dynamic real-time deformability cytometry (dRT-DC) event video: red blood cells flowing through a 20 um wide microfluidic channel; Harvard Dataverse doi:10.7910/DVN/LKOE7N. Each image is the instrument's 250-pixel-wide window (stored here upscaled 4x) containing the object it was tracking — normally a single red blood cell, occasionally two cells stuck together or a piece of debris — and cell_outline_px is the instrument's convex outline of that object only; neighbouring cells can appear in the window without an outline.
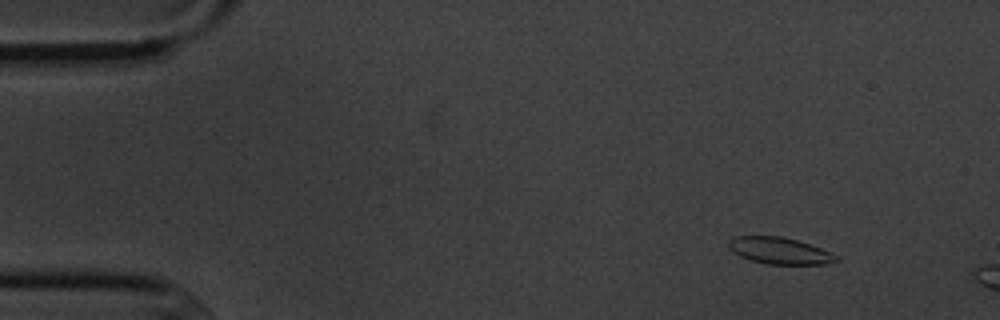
{"species": "common noctule bat (a hibernating species)", "species_latin": "Nyctalus noctula", "temperature_condition": "cold", "stored_images_in_passage": 3, "camera_frame_rate_fps": 3000, "um_per_image_px": 0.085, "animal": {"sex": "male", "body_mass_g": 20.1, "forearm_length_mm": 53.5}, "frame": {"image": 1, "passage_image": 1, "time_ms": 0.0, "image_size_px": [1000, 320], "cell_outline_px": [[840, 260], [824, 264], [768, 264], [752, 260], [740, 256], [728, 244], [728, 240], [736, 236], [780, 236], [796, 240], [820, 248], [836, 256]], "centroid_in_image_um": [66.26, 21.31], "position_along_channel_um": 18.7, "area_um2": 16.24}}